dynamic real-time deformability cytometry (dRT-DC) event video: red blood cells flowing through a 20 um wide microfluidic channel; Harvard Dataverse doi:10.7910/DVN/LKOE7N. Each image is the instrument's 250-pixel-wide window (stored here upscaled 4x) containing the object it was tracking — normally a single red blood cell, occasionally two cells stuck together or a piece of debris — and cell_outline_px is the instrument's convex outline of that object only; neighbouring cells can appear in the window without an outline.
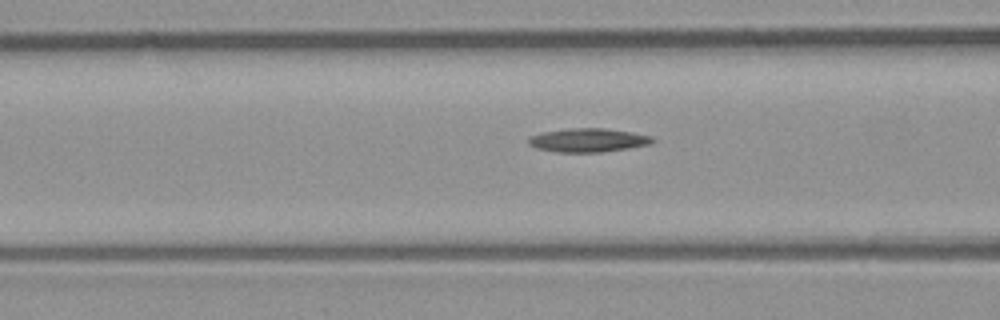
{"species": "common noctule bat (a hibernating species)", "species_latin": "Nyctalus noctula", "temperature_condition": "room temperature", "stored_images_in_passage": 38, "camera_frame_rate_fps": 3000, "um_per_image_px": 0.085, "animal": {"sex": "male", "body_mass_g": 23.1, "forearm_length_mm": 52.7}, "frame": {"image": 1, "passage_image": 17, "time_ms": 5.333, "image_size_px": [1000, 320], "cell_outline_px": [[656, 140], [648, 144], [628, 148], [600, 152], [560, 152], [536, 148], [528, 144], [528, 140], [532, 136], [544, 132], [568, 128], [604, 128], [652, 136]], "centroid_in_image_um": [49.98, 11.91], "position_along_channel_um": 116.6, "area_um2": 16.82}}
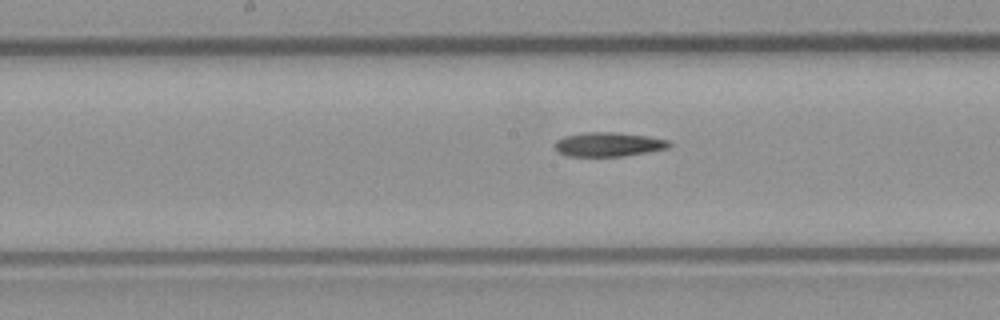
{"frame": {"image": 2, "passage_image": 23, "time_ms": 7.333, "image_size_px": [1000, 320], "cell_outline_px": [[672, 144], [668, 148], [624, 156], [568, 156], [560, 152], [556, 148], [556, 140], [564, 136], [584, 132], [616, 132], [644, 136], [668, 140]], "centroid_in_image_um": [51.72, 12.27], "position_along_channel_um": 196.5, "area_um2": 15.9}}
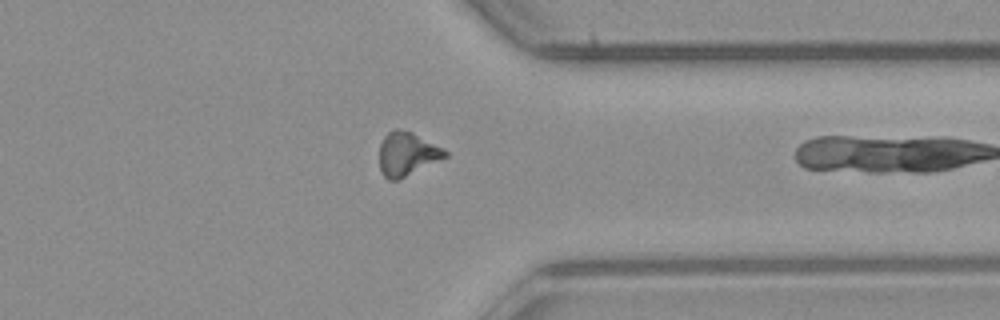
{"frame": {"image": 3, "passage_image": 37, "time_ms": 12.0, "image_size_px": [1000, 320], "cell_outline_px": [[448, 156], [396, 180], [388, 180], [384, 176], [380, 168], [380, 144], [384, 136], [392, 128], [400, 128], [412, 132], [448, 152]], "centroid_in_image_um": [34.56, 13.06], "position_along_channel_um": 376.8, "area_um2": 16.36}}